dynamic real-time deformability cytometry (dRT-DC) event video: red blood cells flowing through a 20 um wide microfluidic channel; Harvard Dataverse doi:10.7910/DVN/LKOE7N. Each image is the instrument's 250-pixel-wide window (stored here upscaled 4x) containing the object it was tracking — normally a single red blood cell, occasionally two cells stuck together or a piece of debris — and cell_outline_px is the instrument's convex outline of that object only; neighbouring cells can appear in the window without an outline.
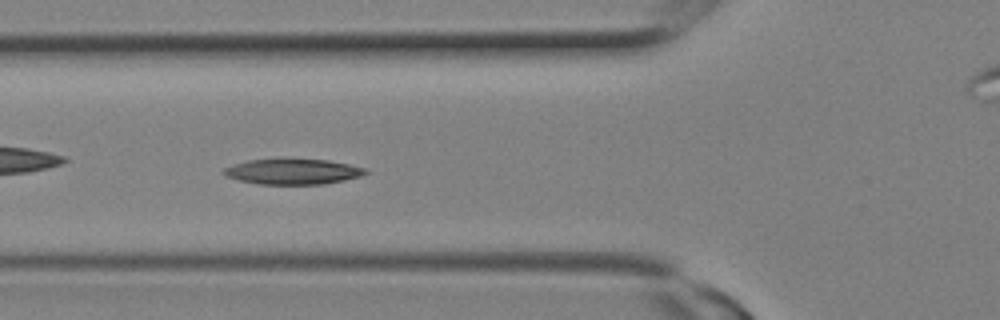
{"species": "Egyptian fruit bat (a non-hibernating species)", "species_latin": "Rousettus aegyptiacus", "temperature_condition": "room temperature", "stored_images_in_passage": 13, "camera_frame_rate_fps": 3000, "um_per_image_px": 0.085, "animal": {"sex": "female"}, "frame": {"image": 1, "passage_image": 6, "time_ms": 1.667, "image_size_px": [1000, 320], "cell_outline_px": [[368, 172], [360, 176], [344, 180], [324, 184], [260, 184], [240, 180], [224, 176], [220, 172], [224, 168], [248, 160], [328, 160], [348, 164], [364, 168]], "centroid_in_image_um": [24.87, 14.6], "position_along_channel_um": 100.9, "area_um2": 20.58}}
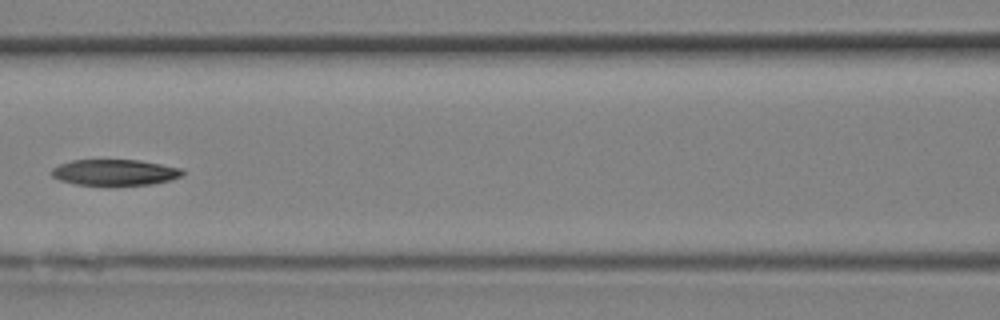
{"frame": {"image": 2, "passage_image": 8, "time_ms": 2.333, "image_size_px": [1000, 320], "cell_outline_px": [[184, 172], [180, 176], [168, 180], [152, 184], [76, 184], [60, 180], [52, 176], [48, 172], [52, 168], [60, 164], [72, 160], [140, 160], [180, 168]], "centroid_in_image_um": [9.7, 14.63], "position_along_channel_um": 156.9, "area_um2": 19.42}}